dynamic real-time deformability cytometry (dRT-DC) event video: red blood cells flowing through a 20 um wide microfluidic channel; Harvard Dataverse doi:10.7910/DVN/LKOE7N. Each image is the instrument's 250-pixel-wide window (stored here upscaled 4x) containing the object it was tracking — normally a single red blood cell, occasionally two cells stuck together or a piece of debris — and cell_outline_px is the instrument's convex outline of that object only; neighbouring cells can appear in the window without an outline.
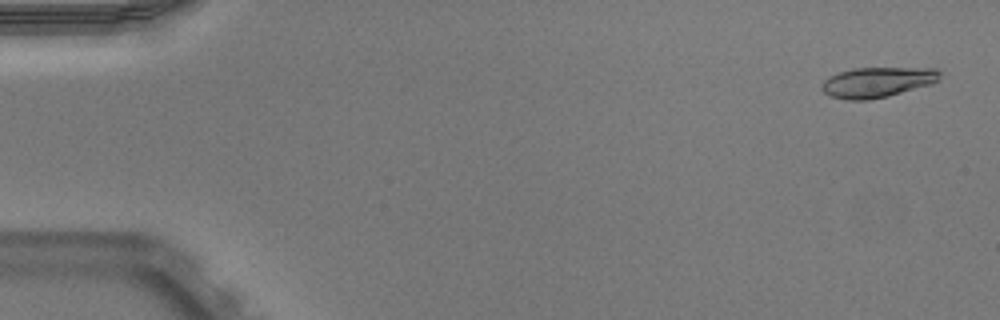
{"species": "Egyptian fruit bat (a non-hibernating species)", "species_latin": "Rousettus aegyptiacus", "temperature_condition": "warm", "stored_images_in_passage": 51, "camera_frame_rate_fps": 3000, "um_per_image_px": 0.085, "animal": {"sex": "male"}, "frame": {"image": 1, "passage_image": 2, "time_ms": 0.333, "image_size_px": [1000, 320], "cell_outline_px": [[940, 76], [932, 84], [888, 96], [868, 100], [848, 100], [832, 96], [824, 92], [820, 88], [820, 84], [828, 76], [852, 68], [936, 68], [940, 72]], "centroid_in_image_um": [74.54, 6.98], "position_along_channel_um": 10.5, "area_um2": 20.81}}
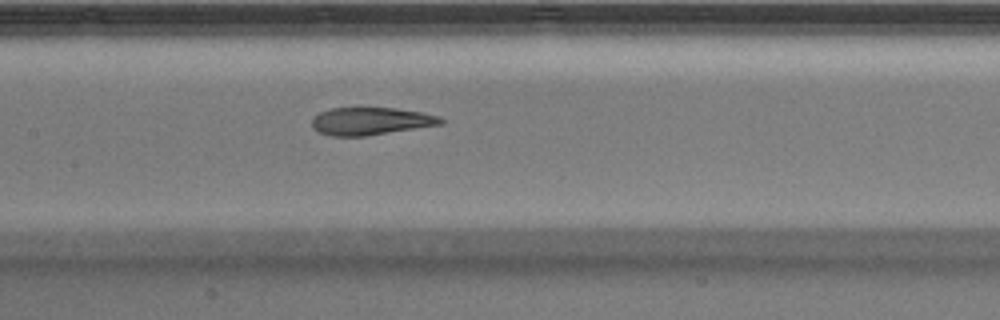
{"frame": {"image": 2, "passage_image": 25, "time_ms": 8.0, "image_size_px": [1000, 320], "cell_outline_px": [[444, 124], [364, 136], [332, 136], [320, 132], [312, 128], [312, 120], [320, 112], [332, 108], [356, 104], [360, 104], [396, 108], [420, 112], [440, 116], [444, 120]], "centroid_in_image_um": [31.5, 10.24], "position_along_channel_um": 175.9, "area_um2": 21.56}}
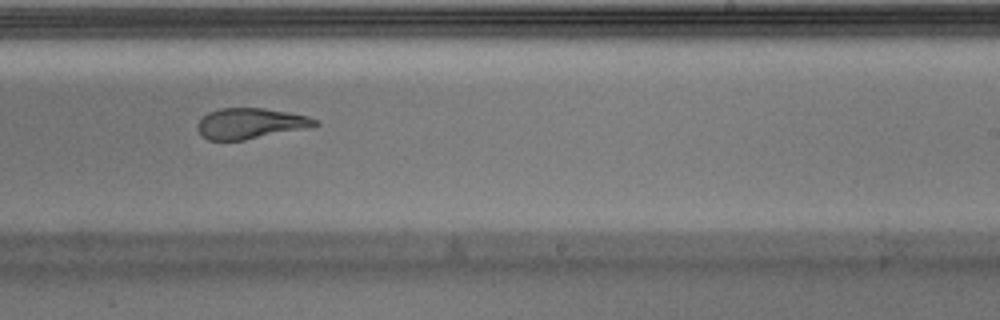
{"frame": {"image": 3, "passage_image": 32, "time_ms": 10.333, "image_size_px": [1000, 320], "cell_outline_px": [[320, 124], [304, 128], [244, 140], [208, 140], [200, 136], [196, 128], [196, 124], [208, 112], [220, 108], [264, 108], [288, 112], [308, 116], [320, 120]], "centroid_in_image_um": [21.24, 10.49], "position_along_channel_um": 267.8, "area_um2": 20.98}, "authors_computed_cell_mechanics": {"area_um2": 21.9062, "velocity_mm_per_s": 3.949, "shape_relaxation_time_tau1_ms": null, "shape_relaxation_time_tau2_ms": 1.6686, "deformation_change_tau1": null, "deformation_change_tau2": 0.097}}